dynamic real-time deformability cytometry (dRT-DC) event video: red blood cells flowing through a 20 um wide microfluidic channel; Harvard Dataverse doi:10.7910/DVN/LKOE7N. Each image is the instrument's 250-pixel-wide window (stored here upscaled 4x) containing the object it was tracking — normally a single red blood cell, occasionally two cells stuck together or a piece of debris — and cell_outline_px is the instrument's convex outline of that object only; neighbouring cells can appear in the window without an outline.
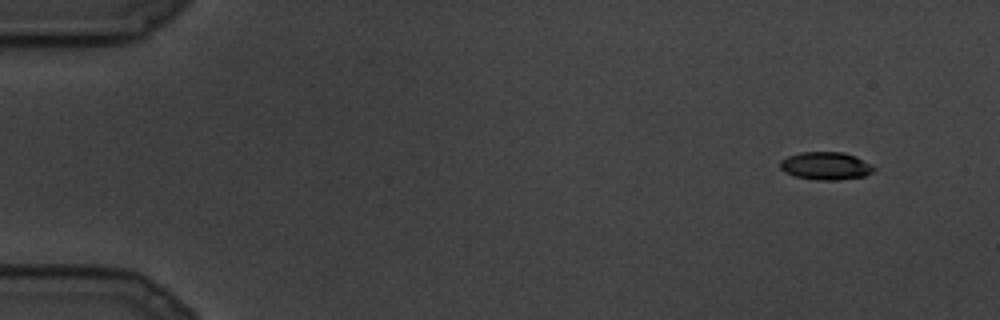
{"species": "common noctule bat (a hibernating species)", "species_latin": "Nyctalus noctula", "temperature_condition": "cold", "stored_images_in_passage": 6, "camera_frame_rate_fps": 3000, "um_per_image_px": 0.085, "animal": {"sex": "male", "body_mass_g": 19.5, "forearm_length_mm": 54.6}, "frame": {"image": 1, "passage_image": 1, "time_ms": 0.0, "image_size_px": [1000, 320], "cell_outline_px": [[876, 168], [872, 172], [864, 176], [840, 180], [816, 180], [796, 176], [784, 172], [780, 168], [780, 160], [788, 156], [800, 152], [844, 152], [856, 156], [872, 164]], "centroid_in_image_um": [70.2, 14.09], "position_along_channel_um": 14.8, "area_um2": 15.32}}